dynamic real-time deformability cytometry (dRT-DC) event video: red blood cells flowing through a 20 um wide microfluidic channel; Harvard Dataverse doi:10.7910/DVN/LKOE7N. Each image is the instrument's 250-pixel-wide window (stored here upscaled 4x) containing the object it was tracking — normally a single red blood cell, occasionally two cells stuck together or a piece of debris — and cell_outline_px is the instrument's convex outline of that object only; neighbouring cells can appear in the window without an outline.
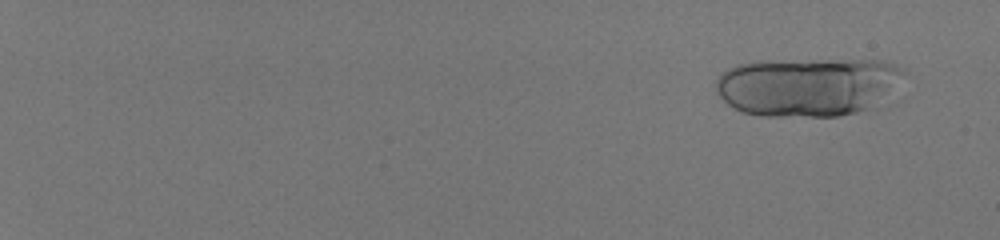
{"species": "human", "species_latin": "Homo sapiens", "temperature_condition": "room temperature", "stored_images_in_passage": 29, "camera_frame_rate_fps": 3000, "um_per_image_px": 0.085, "donor": {"sex": "male"}, "frame": {"image": 1, "passage_image": 5, "time_ms": 1.333, "image_size_px": [1000, 240], "cell_outline_px": [[908, 68], [888, 88], [864, 108], [856, 112], [836, 116], [760, 116], [744, 112], [728, 104], [716, 92], [716, 80], [728, 68], [736, 64], [760, 60], [884, 60]], "centroid_in_image_um": [68.5, 7.32], "position_along_channel_um": 16.5, "area_um2": 63.12}}
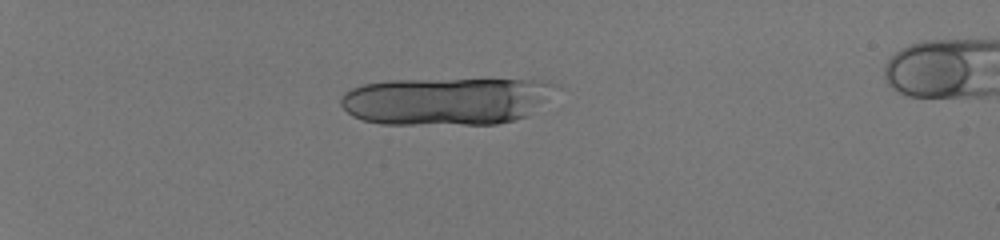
{"frame": {"image": 2, "passage_image": 19, "time_ms": 6.0, "image_size_px": [1000, 240], "cell_outline_px": [[560, 84], [528, 116], [496, 124], [380, 124], [364, 120], [352, 116], [340, 104], [340, 96], [344, 92], [352, 88], [364, 84], [388, 80], [548, 80]], "centroid_in_image_um": [37.89, 8.59], "position_along_channel_um": 47.1, "area_um2": 59.48}}